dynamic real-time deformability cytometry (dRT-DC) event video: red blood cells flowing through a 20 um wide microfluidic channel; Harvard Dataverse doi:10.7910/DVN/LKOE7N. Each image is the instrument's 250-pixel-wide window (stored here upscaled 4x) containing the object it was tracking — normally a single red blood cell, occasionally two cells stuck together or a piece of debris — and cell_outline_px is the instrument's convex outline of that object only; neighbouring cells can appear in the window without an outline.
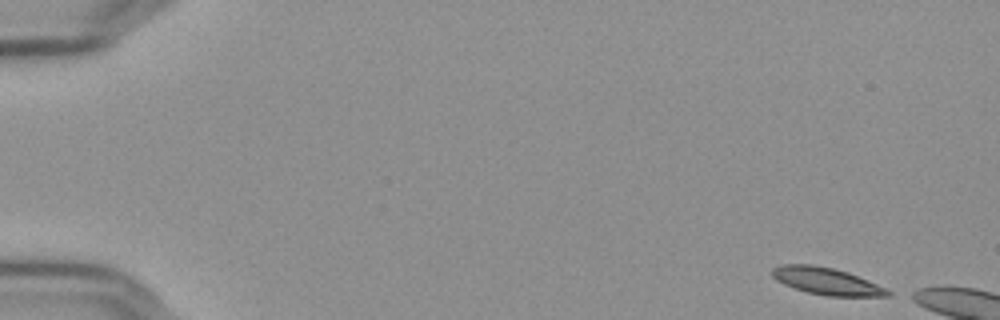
{"species": "Egyptian fruit bat (a non-hibernating species)", "species_latin": "Rousettus aegyptiacus", "temperature_condition": "cold", "stored_images_in_passage": 55, "camera_frame_rate_fps": 3000, "um_per_image_px": 0.085, "frame": {"image": 1, "passage_image": 1, "time_ms": 0.0, "image_size_px": [1000, 320], "cell_outline_px": [[892, 296], [828, 296], [808, 292], [784, 284], [776, 280], [772, 276], [772, 268], [784, 264], [812, 264], [832, 268], [848, 272], [876, 284], [892, 292]], "centroid_in_image_um": [70.24, 23.89], "position_along_channel_um": 14.8, "area_um2": 17.98}}
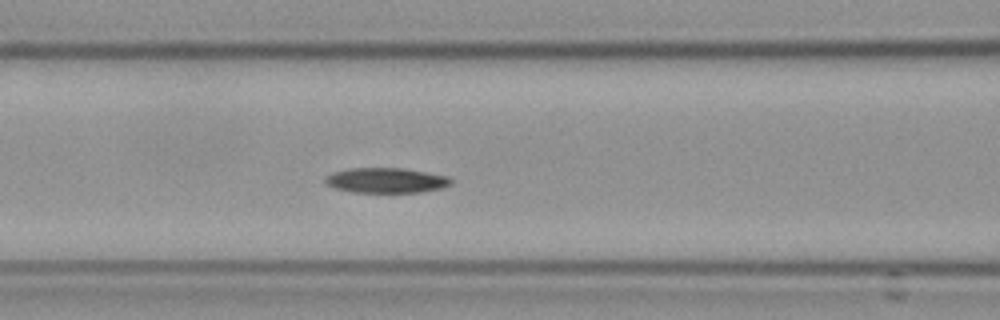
{"frame": {"image": 2, "passage_image": 22, "time_ms": 7.0, "image_size_px": [1000, 320], "cell_outline_px": [[452, 184], [444, 188], [420, 192], [352, 192], [336, 188], [328, 184], [324, 180], [324, 176], [332, 172], [348, 168], [400, 168], [448, 176], [452, 180]], "centroid_in_image_um": [32.82, 15.33], "position_along_channel_um": 133.8, "area_um2": 18.38}}
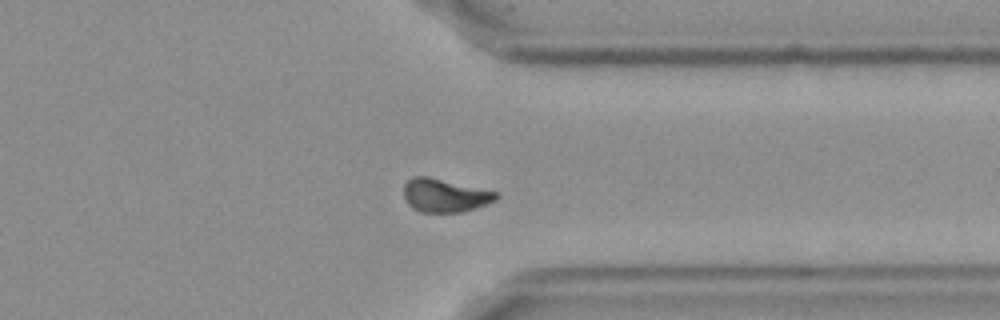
{"frame": {"image": 3, "passage_image": 42, "time_ms": 13.667, "image_size_px": [1000, 320], "cell_outline_px": [[500, 196], [496, 200], [476, 208], [464, 212], [420, 212], [412, 208], [404, 200], [404, 184], [412, 176], [428, 176], [500, 192]], "centroid_in_image_um": [37.83, 16.61], "position_along_channel_um": 373.6, "area_um2": 18.26}, "authors_computed_cell_mechanics": {"area_um2": 18.3804, "velocity_mm_per_s": 3.6123, "shape_relaxation_time_tau1_ms": 6.386, "shape_relaxation_time_tau2_ms": null, "deformation_change_tau1": 0.1344, "deformation_change_tau2": null}}